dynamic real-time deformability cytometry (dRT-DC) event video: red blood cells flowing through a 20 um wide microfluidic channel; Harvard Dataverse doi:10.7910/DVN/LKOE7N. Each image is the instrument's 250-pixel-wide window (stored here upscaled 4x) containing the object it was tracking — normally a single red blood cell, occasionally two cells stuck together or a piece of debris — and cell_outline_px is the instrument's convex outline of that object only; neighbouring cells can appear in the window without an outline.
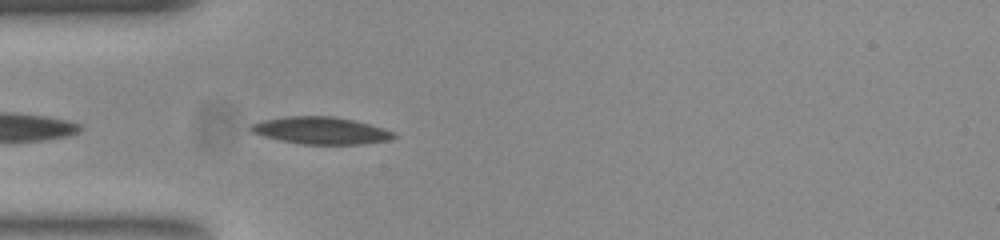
{"species": "common noctule bat (a hibernating species)", "species_latin": "Nyctalus noctula", "temperature_condition": "room temperature", "stored_images_in_passage": 33, "camera_frame_rate_fps": 3000, "um_per_image_px": 0.085, "animal": {"sex": "female", "body_mass_g": 23.0, "forearm_length_mm": 53.4}, "frame": {"image": 1, "passage_image": 3, "time_ms": 0.667, "image_size_px": [1000, 240], "cell_outline_px": [[396, 136], [388, 140], [360, 144], [304, 144], [284, 140], [252, 132], [248, 128], [252, 124], [264, 120], [288, 116], [332, 116], [352, 120], [384, 128], [392, 132]], "centroid_in_image_um": [27.29, 11.09], "position_along_channel_um": 57.7, "area_um2": 22.02}}
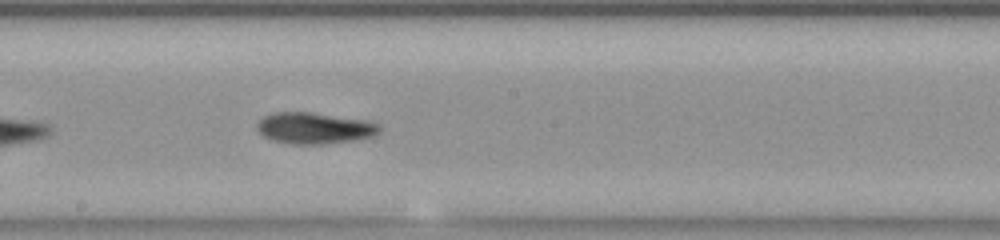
{"frame": {"image": 2, "passage_image": 16, "time_ms": 5.0, "image_size_px": [1000, 240], "cell_outline_px": [[380, 132], [372, 136], [352, 140], [320, 144], [296, 144], [272, 140], [264, 136], [256, 128], [256, 124], [264, 116], [272, 112], [312, 112], [364, 120], [380, 124]], "centroid_in_image_um": [26.7, 10.88], "position_along_channel_um": 221.5, "area_um2": 22.14}}
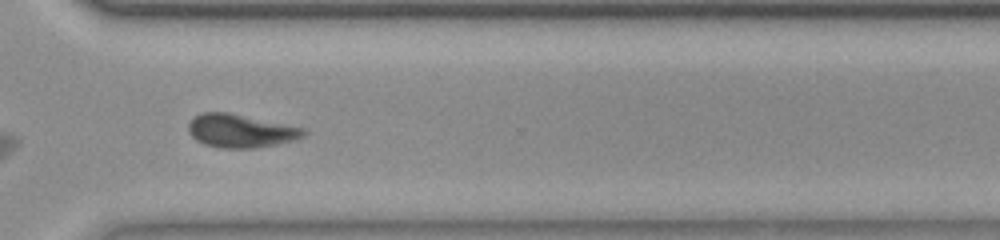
{"frame": {"image": 3, "passage_image": 26, "time_ms": 8.333, "image_size_px": [1000, 240], "cell_outline_px": [[308, 132], [304, 136], [292, 140], [276, 144], [252, 148], [224, 148], [208, 144], [196, 140], [188, 132], [188, 124], [200, 112], [228, 112], [304, 128]], "centroid_in_image_um": [20.45, 11.11], "position_along_channel_um": 350.2, "area_um2": 22.02}, "authors_computed_cell_mechanics": {"area_um2": 21.9062, "velocity_mm_per_s": 3.8509, "shape_relaxation_time_tau1_ms": null, "shape_relaxation_time_tau2_ms": 6.7583, "deformation_change_tau1": null, "deformation_change_tau2": 0.1446}}